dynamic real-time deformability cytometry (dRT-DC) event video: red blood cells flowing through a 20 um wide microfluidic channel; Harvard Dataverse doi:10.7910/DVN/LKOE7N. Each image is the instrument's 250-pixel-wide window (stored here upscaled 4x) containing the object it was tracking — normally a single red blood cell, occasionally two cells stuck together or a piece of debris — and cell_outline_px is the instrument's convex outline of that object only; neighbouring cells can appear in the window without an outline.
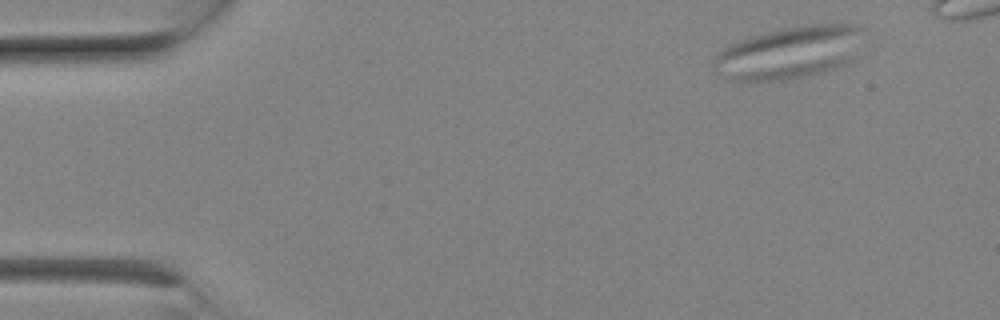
{"species": "Egyptian fruit bat (a non-hibernating species)", "species_latin": "Rousettus aegyptiacus", "temperature_condition": "room temperature", "stored_images_in_passage": 5, "camera_frame_rate_fps": 3000, "um_per_image_px": 0.085, "animal": {"sex": "female"}, "frame": {"image": 1, "passage_image": 2, "time_ms": 0.333, "image_size_px": [1000, 320], "cell_outline_px": [[864, 28], [852, 60], [848, 64], [812, 76], [788, 80], [732, 80], [716, 72], [712, 68], [712, 60], [716, 52], [732, 44], [752, 36], [784, 28], [804, 24], [860, 24]], "centroid_in_image_um": [67.1, 4.48], "position_along_channel_um": 17.9, "area_um2": 45.95}}